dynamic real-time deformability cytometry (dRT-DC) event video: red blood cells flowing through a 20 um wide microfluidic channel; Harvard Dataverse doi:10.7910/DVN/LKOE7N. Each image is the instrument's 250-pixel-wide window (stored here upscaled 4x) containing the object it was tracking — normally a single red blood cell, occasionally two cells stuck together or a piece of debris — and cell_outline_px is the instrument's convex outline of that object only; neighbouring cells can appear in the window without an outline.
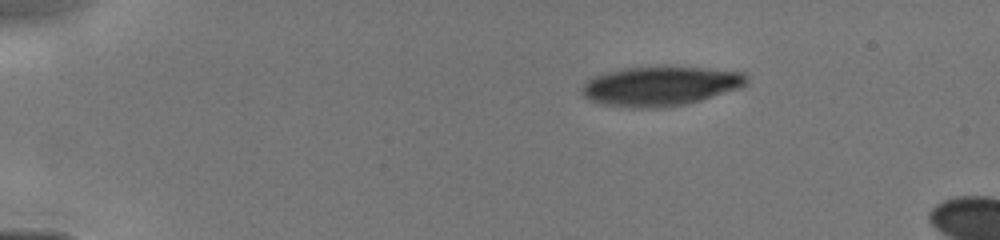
{"species": "human", "species_latin": "Homo sapiens", "temperature_condition": "cold", "stored_images_in_passage": 7, "camera_frame_rate_fps": 3000, "um_per_image_px": 0.085, "donor": {"sex": "male"}, "frame": {"image": 1, "passage_image": 1, "time_ms": 0.0, "image_size_px": [1000, 240], "cell_outline_px": [[748, 84], [740, 88], [688, 104], [656, 108], [632, 108], [600, 104], [584, 96], [580, 88], [588, 80], [604, 72], [624, 68], [704, 68], [744, 72], [748, 76]], "centroid_in_image_um": [56.15, 7.34], "position_along_channel_um": 28.8, "area_um2": 37.57}}
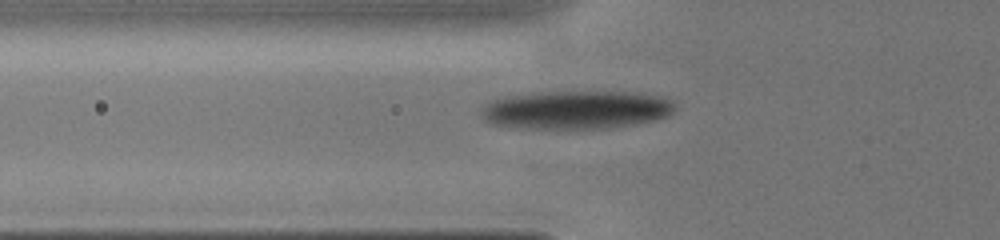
{"frame": {"image": 2, "passage_image": 6, "time_ms": 3.0, "image_size_px": [1000, 240], "cell_outline_px": [[676, 108], [668, 116], [636, 124], [608, 128], [572, 132], [568, 132], [504, 128], [492, 124], [484, 120], [480, 116], [480, 112], [484, 104], [492, 100], [504, 96], [536, 92], [620, 92], [664, 96], [672, 100]], "centroid_in_image_um": [48.86, 9.4], "position_along_channel_um": 76.9, "area_um2": 45.2}}